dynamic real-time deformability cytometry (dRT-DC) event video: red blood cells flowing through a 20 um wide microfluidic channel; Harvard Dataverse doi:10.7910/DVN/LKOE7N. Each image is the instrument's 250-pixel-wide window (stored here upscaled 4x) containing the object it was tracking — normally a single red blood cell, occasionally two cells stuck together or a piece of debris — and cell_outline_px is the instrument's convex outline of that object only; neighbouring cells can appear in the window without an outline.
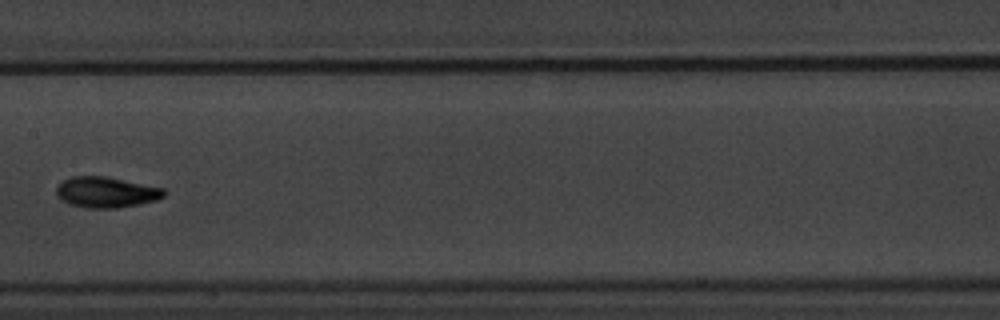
{"species": "common noctule bat (a hibernating species)", "species_latin": "Nyctalus noctula", "temperature_condition": "warm", "stored_images_in_passage": 14, "camera_frame_rate_fps": 3000, "um_per_image_px": 0.085, "animal": {"sex": "male", "body_mass_g": 20.1, "forearm_length_mm": 53.5}, "frame": {"image": 1, "passage_image": 7, "time_ms": 8.0, "image_size_px": [1000, 320], "cell_outline_px": [[164, 196], [156, 200], [140, 204], [116, 208], [88, 208], [68, 204], [60, 200], [56, 196], [56, 188], [64, 180], [72, 176], [108, 176], [164, 188]], "centroid_in_image_um": [9.0, 16.34], "position_along_channel_um": 198.4, "area_um2": 19.42}}
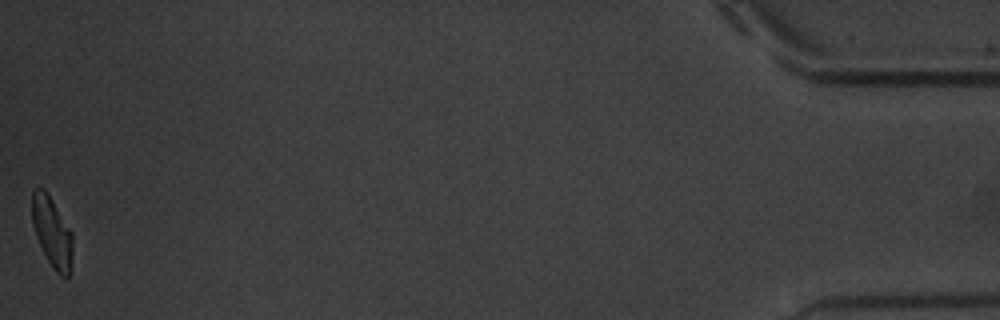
{"frame": {"image": 2, "passage_image": 14, "time_ms": 17.0, "image_size_px": [1000, 320], "cell_outline_px": [[72, 256], [68, 280], [64, 280], [52, 268], [36, 236], [32, 224], [32, 192], [36, 188], [44, 188], [48, 192], [72, 232]], "centroid_in_image_um": [4.43, 19.74], "position_along_channel_um": 430.8, "area_um2": 16.76}, "authors_computed_cell_mechanics": {"area_um2": 18.0914, "velocity_mm_per_s": 3.5938, "shape_relaxation_time_tau1_ms": 2.1068, "shape_relaxation_time_tau2_ms": null, "deformation_change_tau1": 0.1006, "deformation_change_tau2": null}}